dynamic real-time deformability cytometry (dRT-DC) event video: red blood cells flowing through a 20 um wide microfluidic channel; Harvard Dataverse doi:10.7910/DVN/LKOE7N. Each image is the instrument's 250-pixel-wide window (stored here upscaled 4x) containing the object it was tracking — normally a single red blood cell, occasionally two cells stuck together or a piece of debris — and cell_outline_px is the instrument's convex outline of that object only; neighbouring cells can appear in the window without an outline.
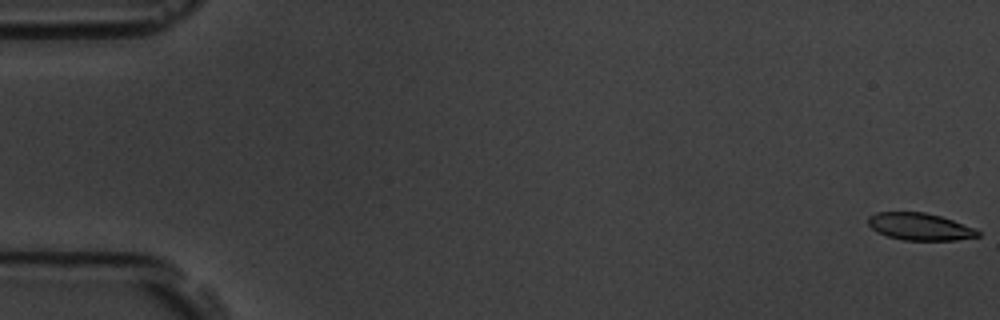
{"species": "common noctule bat (a hibernating species)", "species_latin": "Nyctalus noctula", "temperature_condition": "room temperature", "stored_images_in_passage": 4, "camera_frame_rate_fps": 3000, "um_per_image_px": 0.085, "animal": {"sex": "male", "body_mass_g": 19.5, "forearm_length_mm": 54.6}, "frame": {"image": 1, "passage_image": 1, "time_ms": 0.0, "image_size_px": [1000, 320], "cell_outline_px": [[980, 236], [956, 240], [904, 240], [888, 236], [872, 228], [868, 224], [868, 216], [876, 212], [924, 212], [940, 216], [976, 228], [980, 232]], "centroid_in_image_um": [78.21, 19.26], "position_along_channel_um": 6.8, "area_um2": 17.28}}